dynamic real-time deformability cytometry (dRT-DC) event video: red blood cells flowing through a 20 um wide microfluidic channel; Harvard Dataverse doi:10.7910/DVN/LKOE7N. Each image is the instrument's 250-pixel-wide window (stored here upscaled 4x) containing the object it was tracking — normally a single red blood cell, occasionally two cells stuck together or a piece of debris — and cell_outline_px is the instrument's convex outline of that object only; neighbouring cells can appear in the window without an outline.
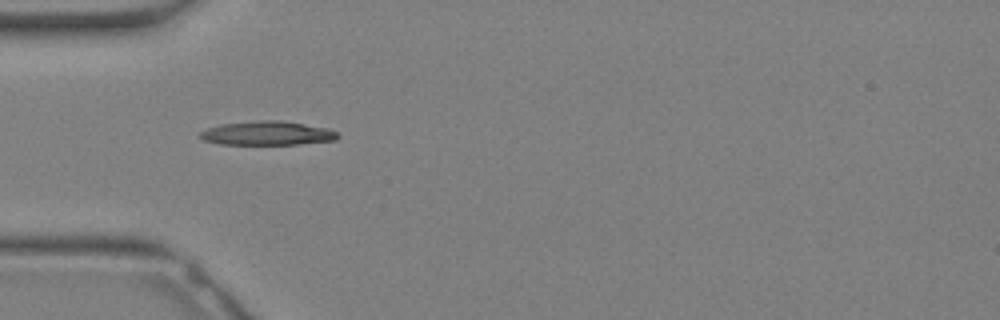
{"species": "Egyptian fruit bat (a non-hibernating species)", "species_latin": "Rousettus aegyptiacus", "temperature_condition": "warm", "stored_images_in_passage": 23, "camera_frame_rate_fps": 3000, "um_per_image_px": 0.085, "animal": {"sex": "female"}, "frame": {"image": 1, "passage_image": 1, "time_ms": 0.0, "image_size_px": [1000, 320], "cell_outline_px": [[340, 136], [336, 140], [296, 144], [220, 144], [204, 140], [200, 136], [200, 132], [208, 128], [224, 124], [260, 120], [280, 120], [328, 128], [336, 132]], "centroid_in_image_um": [22.75, 11.32], "position_along_channel_um": 62.2, "area_um2": 18.96}}
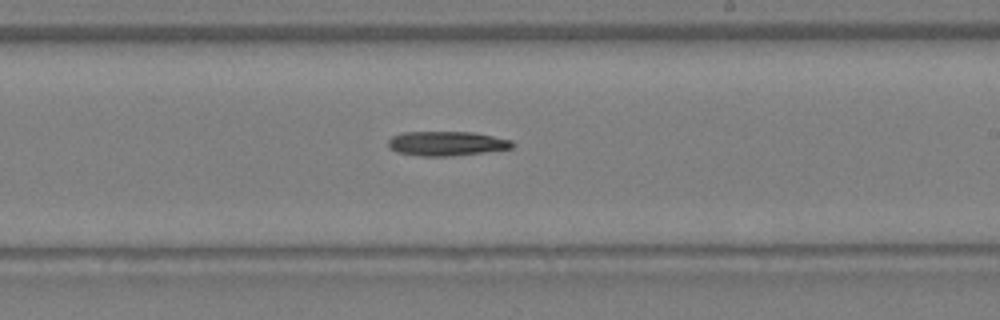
{"frame": {"image": 2, "passage_image": 10, "time_ms": 3.0, "image_size_px": [1000, 320], "cell_outline_px": [[516, 144], [512, 148], [484, 152], [448, 156], [420, 156], [396, 152], [388, 148], [388, 140], [392, 136], [404, 132], [472, 132], [512, 140]], "centroid_in_image_um": [37.94, 12.2], "position_along_channel_um": 251.1, "area_um2": 17.69}}
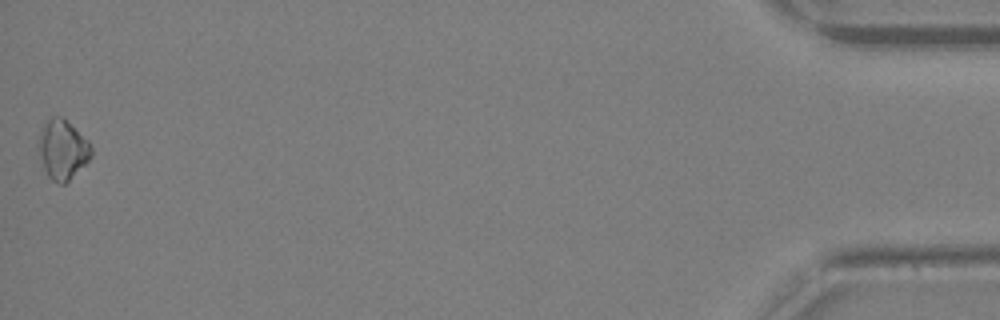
{"frame": {"image": 3, "passage_image": 23, "time_ms": 7.333, "image_size_px": [1000, 320], "cell_outline_px": [[92, 156], [64, 184], [60, 184], [52, 180], [48, 176], [44, 168], [36, 148], [40, 128], [52, 116], [64, 116], [88, 140], [92, 148]], "centroid_in_image_um": [5.29, 12.66], "position_along_channel_um": 429.9, "area_um2": 18.5}}